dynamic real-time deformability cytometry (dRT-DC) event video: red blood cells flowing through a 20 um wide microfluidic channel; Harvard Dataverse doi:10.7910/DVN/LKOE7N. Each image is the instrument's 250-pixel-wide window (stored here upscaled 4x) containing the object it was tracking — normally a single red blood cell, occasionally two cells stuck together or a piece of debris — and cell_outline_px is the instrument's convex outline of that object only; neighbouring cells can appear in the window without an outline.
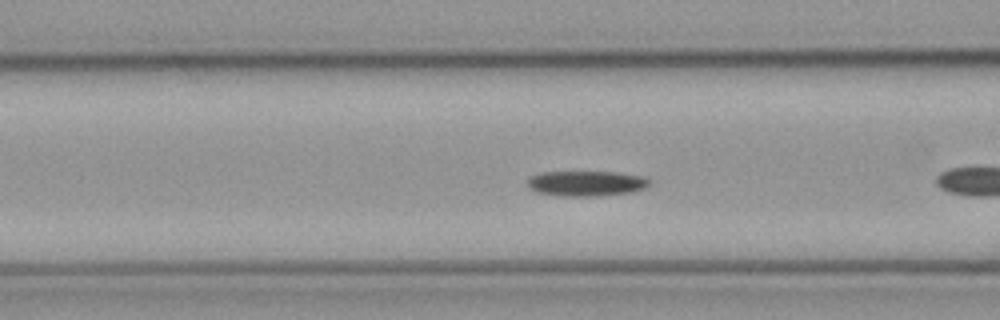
{"species": "common noctule bat (a hibernating species)", "species_latin": "Nyctalus noctula", "temperature_condition": "cold", "stored_images_in_passage": 43, "camera_frame_rate_fps": 3000, "um_per_image_px": 0.085, "animal": {"sex": "male", "body_mass_g": 23.1, "forearm_length_mm": 52.7}, "frame": {"image": 1, "passage_image": 7, "time_ms": 2.0, "image_size_px": [1000, 320], "cell_outline_px": [[652, 184], [644, 188], [632, 192], [600, 196], [564, 196], [536, 192], [528, 188], [528, 176], [540, 172], [616, 172], [644, 176], [652, 180]], "centroid_in_image_um": [49.85, 15.59], "position_along_channel_um": 116.7, "area_um2": 18.26}, "authors_computed_cell_mechanics": {"area_um2": 17.2244, "velocity_mm_per_s": 3.5325, "shape_relaxation_time_tau1_ms": 1.7909, "shape_relaxation_time_tau2_ms": null, "deformation_change_tau1": 0.1, "deformation_change_tau2": null}}